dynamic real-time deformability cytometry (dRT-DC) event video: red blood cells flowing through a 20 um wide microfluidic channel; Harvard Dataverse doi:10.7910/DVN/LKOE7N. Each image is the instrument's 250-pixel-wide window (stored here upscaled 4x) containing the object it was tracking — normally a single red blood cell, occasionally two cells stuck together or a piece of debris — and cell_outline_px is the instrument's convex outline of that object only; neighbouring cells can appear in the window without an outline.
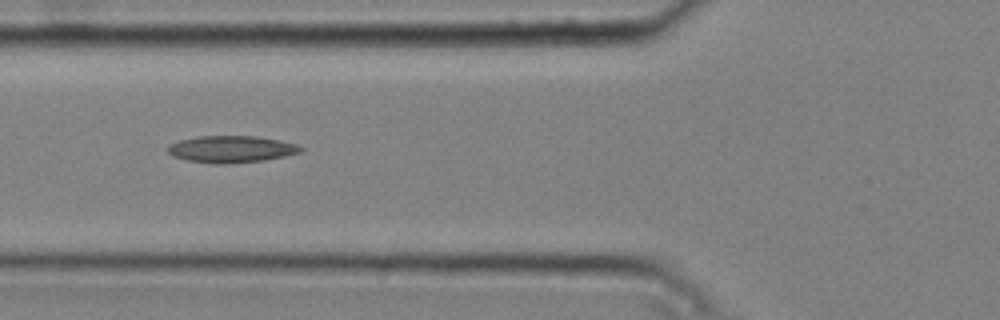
{"species": "common noctule bat (a hibernating species)", "species_latin": "Nyctalus noctula", "temperature_condition": "cold", "stored_images_in_passage": 2, "camera_frame_rate_fps": 3000, "um_per_image_px": 0.085, "animal": {"sex": "male", "body_mass_g": 20.4}, "frame": {"image": 1, "passage_image": 2, "time_ms": 0.333, "image_size_px": [1000, 320], "cell_outline_px": [[304, 148], [300, 152], [284, 156], [264, 160], [228, 164], [216, 164], [188, 160], [172, 156], [168, 152], [168, 144], [180, 140], [196, 136], [256, 136], [280, 140], [296, 144]], "centroid_in_image_um": [19.64, 12.67], "position_along_channel_um": 106.2, "area_um2": 20.81}}